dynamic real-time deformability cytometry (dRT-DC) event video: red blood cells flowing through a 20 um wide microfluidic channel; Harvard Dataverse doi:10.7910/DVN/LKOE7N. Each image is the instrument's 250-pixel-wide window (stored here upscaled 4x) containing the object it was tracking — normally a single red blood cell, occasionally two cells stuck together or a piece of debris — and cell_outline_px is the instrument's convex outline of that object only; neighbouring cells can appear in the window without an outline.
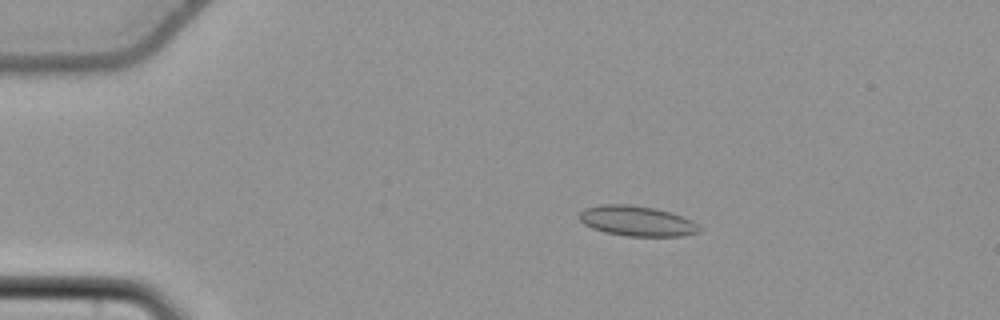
{"species": "common noctule bat (a hibernating species)", "species_latin": "Nyctalus noctula", "temperature_condition": "cold", "stored_images_in_passage": 58, "camera_frame_rate_fps": 3000, "um_per_image_px": 0.085, "animal": {"sex": "female", "body_mass_g": 22.7, "forearm_length_mm": 54.2}, "frame": {"image": 1, "passage_image": 13, "time_ms": 4.0, "image_size_px": [1000, 320], "cell_outline_px": [[700, 232], [684, 236], [628, 236], [604, 232], [592, 228], [584, 224], [580, 220], [580, 212], [584, 208], [600, 204], [628, 204], [656, 208], [692, 220], [700, 228]], "centroid_in_image_um": [54.11, 18.78], "position_along_channel_um": 30.9, "area_um2": 21.1}}
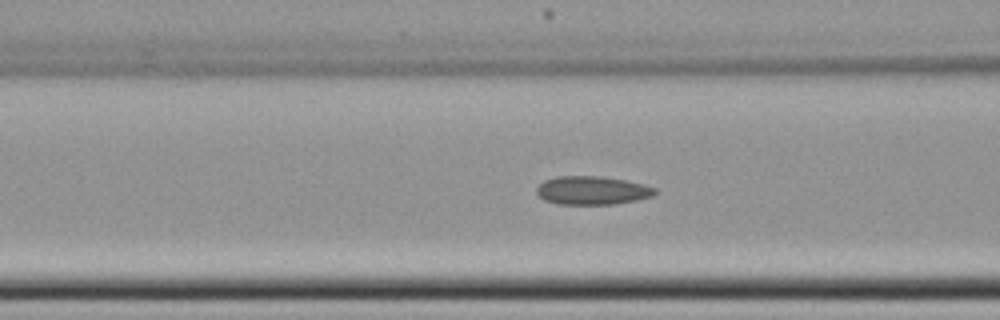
{"frame": {"image": 2, "passage_image": 25, "time_ms": 8.0, "image_size_px": [1000, 320], "cell_outline_px": [[656, 192], [652, 196], [636, 200], [612, 204], [560, 204], [544, 200], [536, 192], [536, 188], [544, 180], [556, 176], [600, 176], [624, 180], [644, 184], [656, 188]], "centroid_in_image_um": [50.32, 16.18], "position_along_channel_um": 116.3, "area_um2": 19.54}}
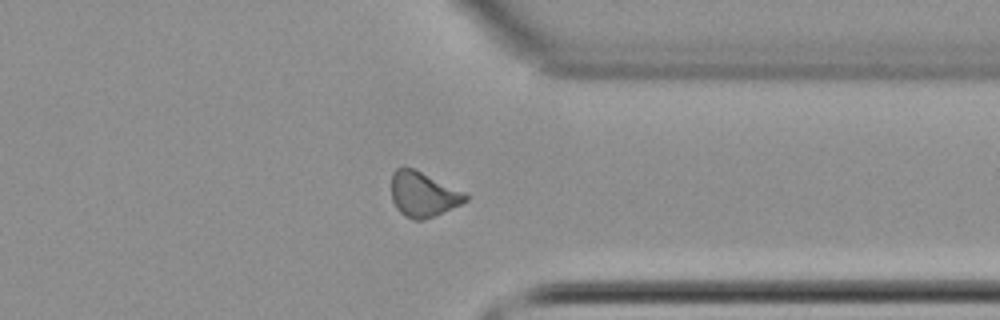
{"frame": {"image": 3, "passage_image": 46, "time_ms": 15.0, "image_size_px": [1000, 320], "cell_outline_px": [[468, 200], [436, 216], [424, 220], [412, 220], [404, 216], [396, 208], [392, 200], [392, 172], [396, 168], [412, 168], [468, 192]], "centroid_in_image_um": [35.99, 16.53], "position_along_channel_um": 375.4, "area_um2": 19.65}, "authors_computed_cell_mechanics": {"area_um2": 19.6809, "velocity_mm_per_s": 3.7348, "shape_relaxation_time_tau1_ms": 8.0185, "shape_relaxation_time_tau2_ms": 5.9292, "deformation_change_tau1": 0.0897, "deformation_change_tau2": 0.1087}}